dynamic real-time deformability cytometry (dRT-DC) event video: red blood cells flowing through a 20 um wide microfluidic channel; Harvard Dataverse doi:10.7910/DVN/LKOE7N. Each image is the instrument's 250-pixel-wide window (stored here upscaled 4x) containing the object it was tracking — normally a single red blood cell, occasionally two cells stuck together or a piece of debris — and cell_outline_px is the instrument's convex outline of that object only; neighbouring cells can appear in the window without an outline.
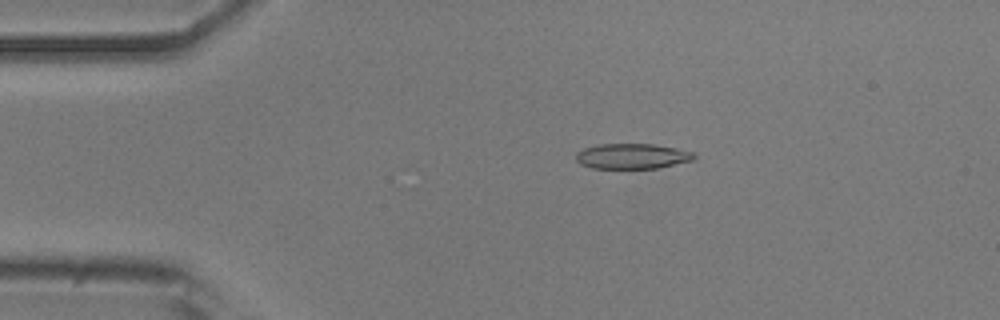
{"species": "common noctule bat (a hibernating species)", "species_latin": "Nyctalus noctula", "temperature_condition": "room temperature", "stored_images_in_passage": 53, "camera_frame_rate_fps": 3000, "um_per_image_px": 0.085, "animal": {"sex": "male", "body_mass_g": 20.5, "forearm_length_mm": 52.5}, "frame": {"image": 1, "passage_image": 10, "time_ms": 3.0, "image_size_px": [1000, 320], "cell_outline_px": [[696, 156], [692, 160], [656, 168], [592, 168], [580, 164], [576, 160], [576, 152], [584, 148], [600, 144], [652, 144], [676, 148], [692, 152]], "centroid_in_image_um": [53.69, 13.27], "position_along_channel_um": 31.3, "area_um2": 17.22}}
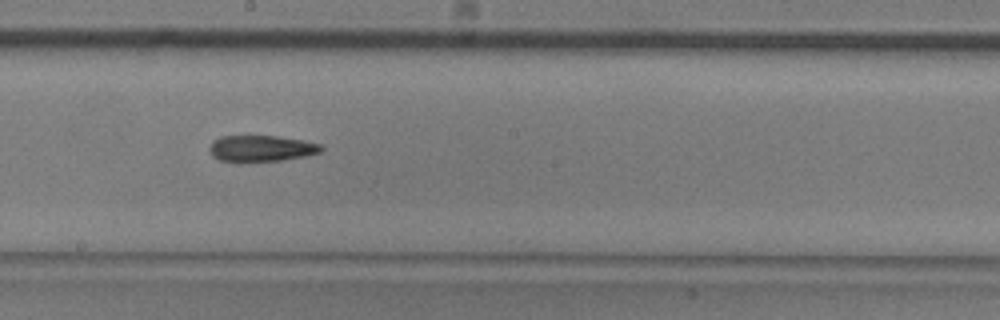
{"frame": {"image": 2, "passage_image": 29, "time_ms": 9.333, "image_size_px": [1000, 320], "cell_outline_px": [[324, 148], [320, 152], [308, 156], [280, 160], [220, 160], [212, 156], [208, 148], [212, 140], [220, 136], [276, 136], [304, 140], [320, 144]], "centroid_in_image_um": [22.22, 12.59], "position_along_channel_um": 226.0, "area_um2": 16.82}}
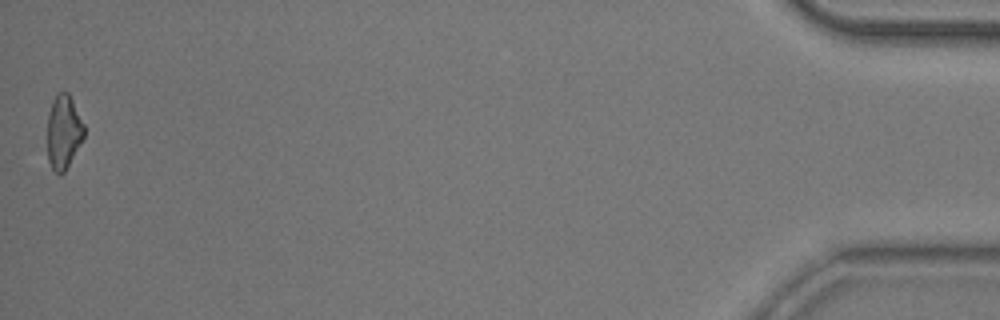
{"frame": {"image": 3, "passage_image": 53, "time_ms": 17.333, "image_size_px": [1000, 320], "cell_outline_px": [[84, 136], [64, 172], [60, 176], [52, 168], [48, 160], [48, 112], [52, 100], [60, 92], [68, 92], [84, 124]], "centroid_in_image_um": [5.39, 11.21], "position_along_channel_um": 429.8, "area_um2": 15.55}, "authors_computed_cell_mechanics": {"area_um2": 17.34, "velocity_mm_per_s": 3.7661, "shape_relaxation_time_tau1_ms": 10.541, "shape_relaxation_time_tau2_ms": 9.6312, "deformation_change_tau1": 0.2032, "deformation_change_tau2": 0.2327}}